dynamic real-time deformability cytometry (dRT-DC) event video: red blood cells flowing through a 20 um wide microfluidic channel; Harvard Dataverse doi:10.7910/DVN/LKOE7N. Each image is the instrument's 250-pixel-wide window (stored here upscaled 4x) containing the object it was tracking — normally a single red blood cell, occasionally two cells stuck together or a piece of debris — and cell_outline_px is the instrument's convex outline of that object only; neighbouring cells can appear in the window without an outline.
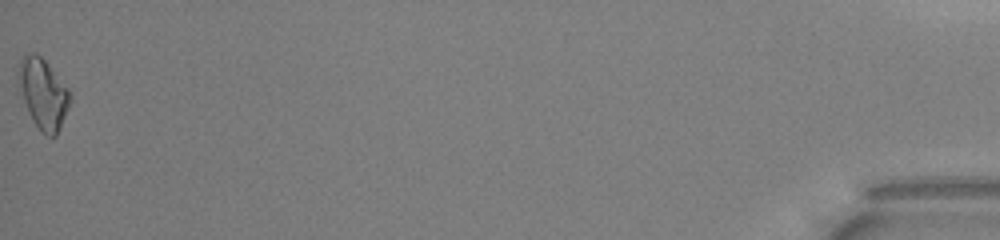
{"species": "common noctule bat (a hibernating species)", "species_latin": "Nyctalus noctula", "temperature_condition": "warm", "stored_images_in_passage": 37, "camera_frame_rate_fps": 3000, "um_per_image_px": 0.085, "animal": {"sex": "male", "body_mass_g": 13.0, "forearm_length_mm": 53.1}, "frame": {"image": 1, "passage_image": 37, "time_ms": 12.0, "image_size_px": [1000, 240], "cell_outline_px": [[72, 100], [56, 136], [48, 136], [40, 132], [24, 100], [16, 80], [20, 56], [24, 52], [32, 52], [40, 56], [44, 60], [68, 88], [72, 96]], "centroid_in_image_um": [3.66, 7.91], "position_along_channel_um": 431.5, "area_um2": 21.04}, "authors_computed_cell_mechanics": {"area_um2": 18.785, "velocity_mm_per_s": 4.0062, "shape_relaxation_time_tau1_ms": 4.3206, "shape_relaxation_time_tau2_ms": null, "deformation_change_tau1": 0.1592, "deformation_change_tau2": null}}